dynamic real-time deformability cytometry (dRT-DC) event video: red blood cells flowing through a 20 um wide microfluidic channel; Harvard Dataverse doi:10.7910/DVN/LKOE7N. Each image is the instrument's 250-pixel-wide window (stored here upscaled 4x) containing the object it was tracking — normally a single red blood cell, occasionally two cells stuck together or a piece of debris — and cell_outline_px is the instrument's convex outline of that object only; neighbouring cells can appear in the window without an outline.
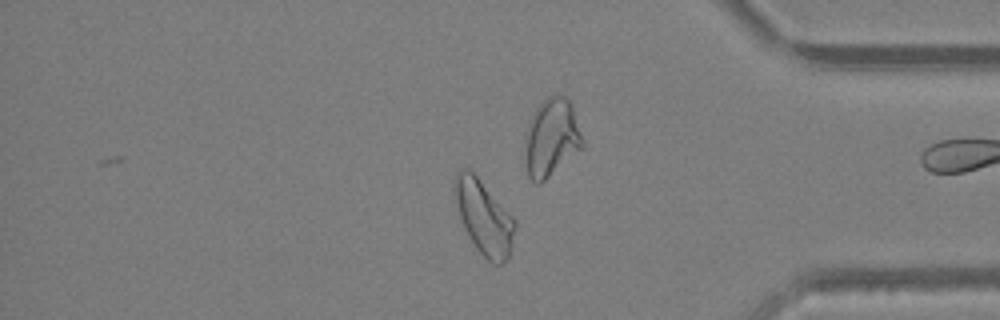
{"species": "Egyptian fruit bat (a non-hibernating species)", "species_latin": "Rousettus aegyptiacus", "temperature_condition": "warm", "stored_images_in_passage": 46, "camera_frame_rate_fps": 3000, "um_per_image_px": 0.085, "animal": {"sex": "female"}, "frame": {"image": 1, "passage_image": 40, "time_ms": 13.0, "image_size_px": [1000, 320], "cell_outline_px": [[516, 228], [512, 244], [508, 256], [500, 264], [492, 264], [476, 248], [464, 228], [452, 192], [452, 180], [456, 172], [460, 168], [468, 168], [476, 176], [516, 220]], "centroid_in_image_um": [41.09, 18.43], "position_along_channel_um": 394.1, "area_um2": 25.89}, "authors_computed_cell_mechanics": {"area_um2": 25.5187, "velocity_mm_per_s": 4.3495, "shape_relaxation_time_tau1_ms": 3.6709, "shape_relaxation_time_tau2_ms": 1.7368, "deformation_change_tau1": 0.1626, "deformation_change_tau2": 0.0908}}